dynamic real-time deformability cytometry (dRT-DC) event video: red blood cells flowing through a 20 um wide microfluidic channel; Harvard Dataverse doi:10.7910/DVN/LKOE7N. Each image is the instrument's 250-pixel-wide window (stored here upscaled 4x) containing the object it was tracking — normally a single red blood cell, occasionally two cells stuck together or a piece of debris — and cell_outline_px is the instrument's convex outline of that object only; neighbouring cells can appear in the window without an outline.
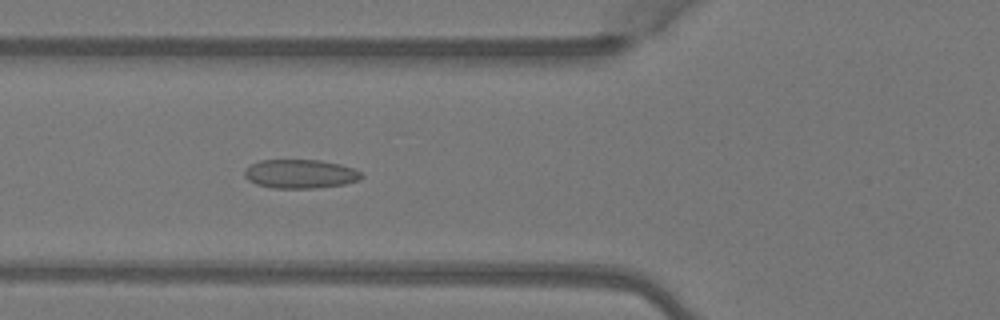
{"species": "Egyptian fruit bat (a non-hibernating species)", "species_latin": "Rousettus aegyptiacus", "temperature_condition": "warm", "stored_images_in_passage": 8, "camera_frame_rate_fps": 3000, "um_per_image_px": 0.085, "animal": {"sex": "female"}, "frame": {"image": 1, "passage_image": 6, "time_ms": 1.667, "image_size_px": [1000, 320], "cell_outline_px": [[364, 176], [360, 180], [344, 184], [312, 188], [272, 188], [256, 184], [248, 180], [244, 176], [244, 168], [248, 164], [260, 160], [320, 160], [340, 164], [352, 168], [360, 172]], "centroid_in_image_um": [25.48, 14.77], "position_along_channel_um": 100.3, "area_um2": 19.83}}
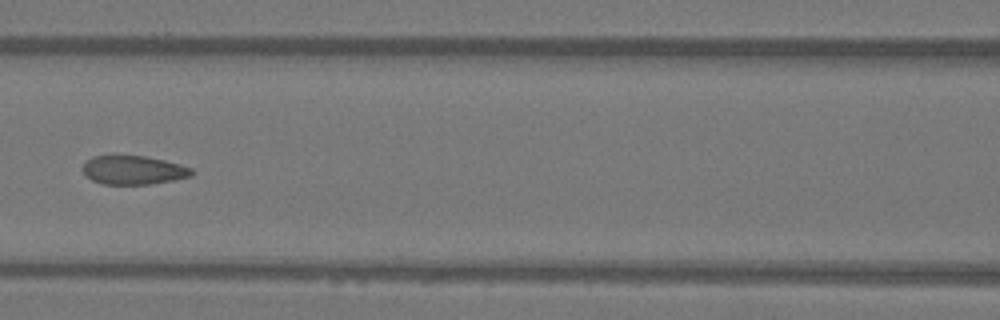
{"frame": {"image": 2, "passage_image": 7, "time_ms": 2.0, "image_size_px": [1000, 320], "cell_outline_px": [[196, 172], [192, 176], [172, 180], [148, 184], [104, 184], [92, 180], [80, 168], [84, 160], [92, 156], [144, 156], [164, 160], [180, 164], [192, 168]], "centroid_in_image_um": [11.33, 14.45], "position_along_channel_um": 155.3, "area_um2": 18.32}}
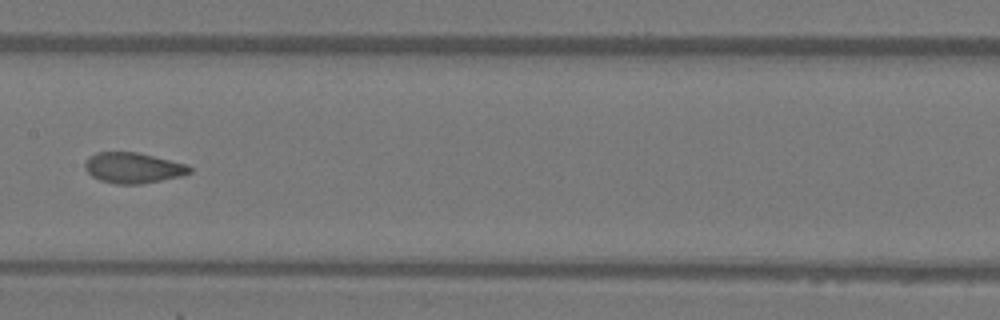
{"frame": {"image": 3, "passage_image": 8, "time_ms": 2.333, "image_size_px": [1000, 320], "cell_outline_px": [[192, 172], [184, 176], [140, 184], [116, 184], [100, 180], [92, 176], [84, 168], [84, 164], [96, 152], [136, 152], [188, 164], [192, 168]], "centroid_in_image_um": [11.36, 14.28], "position_along_channel_um": 196.0, "area_um2": 18.67}}